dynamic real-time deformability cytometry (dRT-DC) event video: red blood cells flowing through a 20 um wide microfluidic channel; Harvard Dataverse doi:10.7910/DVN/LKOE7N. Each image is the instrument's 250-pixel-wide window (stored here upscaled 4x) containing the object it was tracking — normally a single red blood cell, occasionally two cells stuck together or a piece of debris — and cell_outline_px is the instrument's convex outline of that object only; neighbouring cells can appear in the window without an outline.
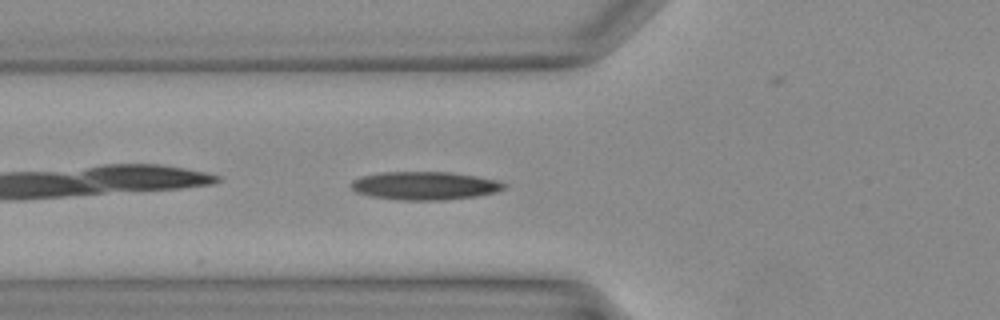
{"species": "Egyptian fruit bat (a non-hibernating species)", "species_latin": "Rousettus aegyptiacus", "temperature_condition": "warm", "stored_images_in_passage": 28, "camera_frame_rate_fps": 3000, "um_per_image_px": 0.085, "animal": {"sex": "female"}, "frame": {"image": 1, "passage_image": 3, "time_ms": 0.667, "image_size_px": [1000, 320], "cell_outline_px": [[508, 184], [504, 188], [492, 192], [476, 196], [444, 200], [400, 200], [372, 196], [356, 192], [348, 184], [352, 180], [360, 176], [380, 172], [448, 172], [476, 176], [496, 180]], "centroid_in_image_um": [36.05, 15.78], "position_along_channel_um": 89.8, "area_um2": 25.09}}
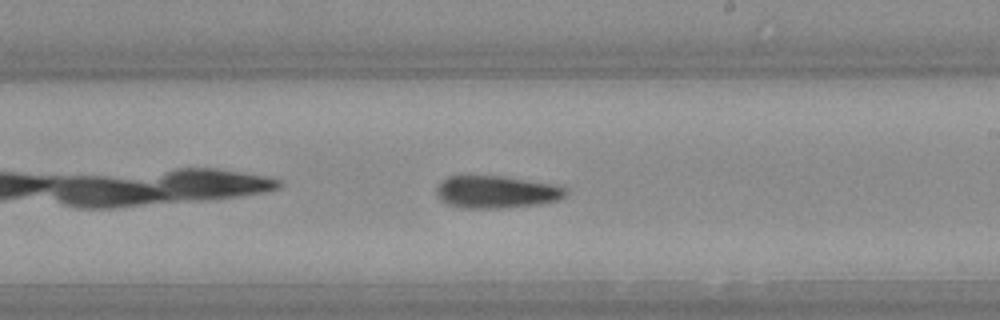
{"frame": {"image": 2, "passage_image": 12, "time_ms": 3.667, "image_size_px": [1000, 320], "cell_outline_px": [[564, 196], [556, 200], [536, 204], [500, 208], [464, 208], [448, 204], [436, 192], [440, 184], [448, 176], [504, 176], [552, 184], [564, 188]], "centroid_in_image_um": [42.17, 16.31], "position_along_channel_um": 246.8, "area_um2": 23.7}}
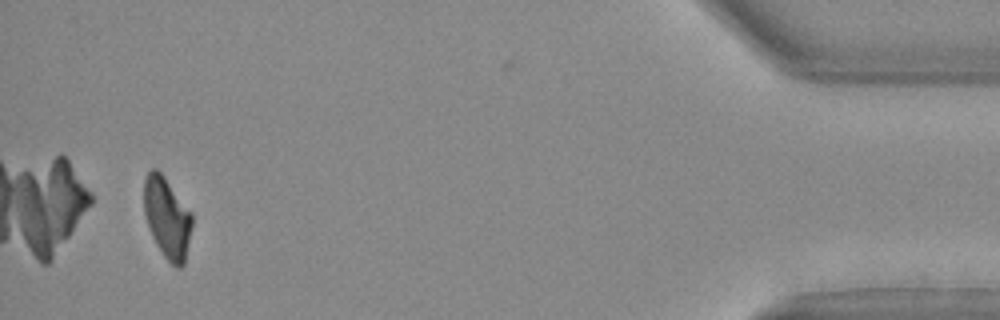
{"frame": {"image": 3, "passage_image": 26, "time_ms": 8.333, "image_size_px": [1000, 320], "cell_outline_px": [[192, 228], [184, 264], [180, 268], [176, 268], [164, 256], [156, 244], [152, 236], [144, 212], [144, 180], [148, 172], [152, 168], [156, 168], [164, 176], [192, 212]], "centroid_in_image_um": [14.21, 18.51], "position_along_channel_um": 421.0, "area_um2": 22.66}}